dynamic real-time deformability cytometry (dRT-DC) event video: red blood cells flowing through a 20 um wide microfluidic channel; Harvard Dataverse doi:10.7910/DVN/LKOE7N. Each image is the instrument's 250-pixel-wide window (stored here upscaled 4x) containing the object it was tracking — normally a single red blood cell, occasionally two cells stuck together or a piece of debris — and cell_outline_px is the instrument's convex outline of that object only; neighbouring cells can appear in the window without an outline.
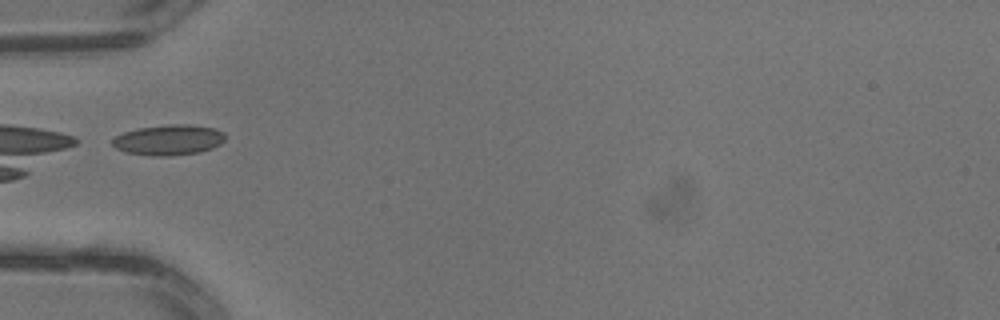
{"species": "common noctule bat (a hibernating species)", "species_latin": "Nyctalus noctula", "temperature_condition": "warm", "stored_images_in_passage": 3, "camera_frame_rate_fps": 3000, "um_per_image_px": 0.085, "animal": {"sex": "male", "body_mass_g": 13.3}, "frame": {"image": 1, "passage_image": 3, "time_ms": 0.667, "image_size_px": [1000, 320], "cell_outline_px": [[228, 136], [220, 144], [212, 148], [200, 152], [168, 156], [152, 156], [124, 152], [116, 148], [112, 144], [112, 140], [116, 136], [124, 132], [136, 128], [168, 124], [188, 124], [216, 128], [224, 132]], "centroid_in_image_um": [14.36, 11.88], "position_along_channel_um": 70.6, "area_um2": 20.29}}